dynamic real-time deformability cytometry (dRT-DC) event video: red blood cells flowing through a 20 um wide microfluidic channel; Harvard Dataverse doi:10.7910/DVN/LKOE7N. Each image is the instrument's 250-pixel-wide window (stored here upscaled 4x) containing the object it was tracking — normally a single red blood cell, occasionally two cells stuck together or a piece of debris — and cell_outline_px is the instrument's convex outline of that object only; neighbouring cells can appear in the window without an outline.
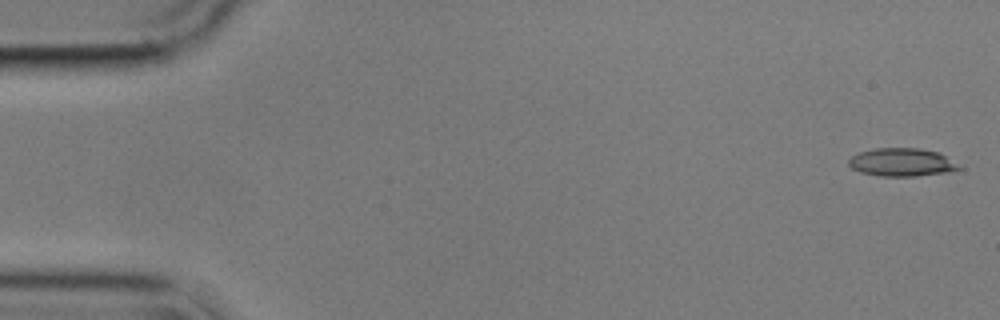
{"species": "common noctule bat (a hibernating species)", "species_latin": "Nyctalus noctula", "temperature_condition": "cold", "stored_images_in_passage": 55, "camera_frame_rate_fps": 3000, "um_per_image_px": 0.085, "animal": {"sex": "male", "body_mass_g": 17.9}, "frame": {"image": 1, "passage_image": 1, "time_ms": 0.0, "image_size_px": [1000, 320], "cell_outline_px": [[964, 168], [948, 172], [916, 176], [880, 176], [860, 172], [852, 168], [848, 164], [848, 160], [852, 156], [860, 152], [876, 148], [920, 148], [936, 152], [944, 156]], "centroid_in_image_um": [76.63, 13.8], "position_along_channel_um": 8.4, "area_um2": 17.92}}
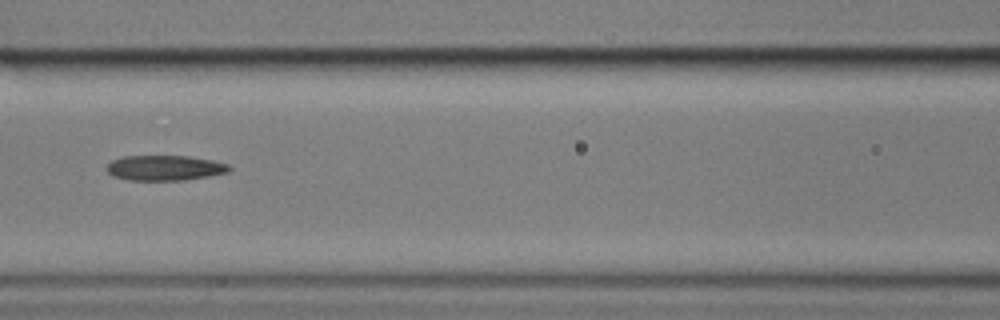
{"frame": {"image": 2, "passage_image": 24, "time_ms": 7.667, "image_size_px": [1000, 320], "cell_outline_px": [[232, 168], [228, 172], [208, 176], [184, 180], [128, 180], [112, 176], [108, 172], [108, 164], [112, 160], [124, 156], [188, 156], [212, 160], [228, 164]], "centroid_in_image_um": [14.01, 14.27], "position_along_channel_um": 152.6, "area_um2": 17.92}}
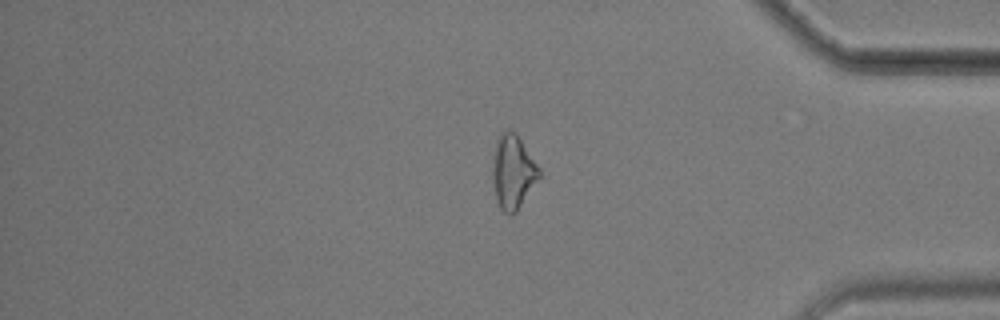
{"frame": {"image": 3, "passage_image": 46, "time_ms": 15.0, "image_size_px": [1000, 320], "cell_outline_px": [[540, 176], [516, 212], [512, 216], [504, 212], [500, 208], [496, 200], [492, 180], [492, 168], [496, 140], [500, 132], [508, 128], [516, 132], [540, 168]], "centroid_in_image_um": [43.58, 14.58], "position_along_channel_um": 391.6, "area_um2": 20.23}, "authors_computed_cell_mechanics": {"area_um2": 18.7272, "velocity_mm_per_s": 3.58, "shape_relaxation_time_tau1_ms": null, "shape_relaxation_time_tau2_ms": 4.0458, "deformation_change_tau1": null, "deformation_change_tau2": 0.1366}}